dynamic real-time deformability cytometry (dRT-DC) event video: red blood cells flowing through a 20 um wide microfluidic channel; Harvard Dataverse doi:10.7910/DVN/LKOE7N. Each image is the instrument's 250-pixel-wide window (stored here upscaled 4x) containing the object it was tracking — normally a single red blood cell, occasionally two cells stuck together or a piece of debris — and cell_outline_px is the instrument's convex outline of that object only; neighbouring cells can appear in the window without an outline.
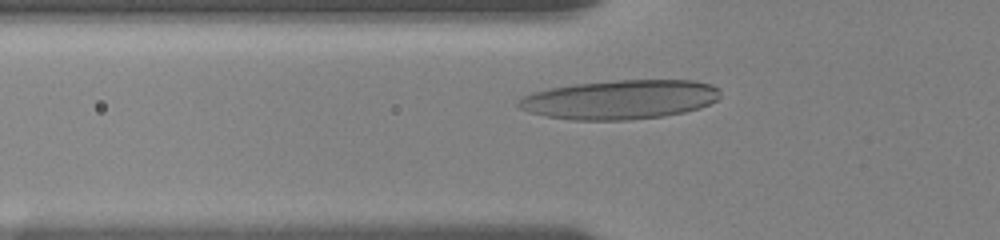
{"species": "human", "species_latin": "Homo sapiens", "temperature_condition": "room temperature", "stored_images_in_passage": 50, "camera_frame_rate_fps": 3000, "um_per_image_px": 0.085, "donor": {"sex": "female"}, "frame": {"image": 1, "passage_image": 13, "time_ms": 3.333, "image_size_px": [1000, 240], "cell_outline_px": [[720, 96], [716, 100], [700, 108], [684, 112], [664, 116], [628, 120], [572, 120], [548, 116], [528, 112], [520, 108], [516, 104], [516, 100], [532, 92], [552, 88], [576, 84], [616, 80], [692, 80], [712, 84], [720, 92]], "centroid_in_image_um": [52.7, 8.46], "position_along_channel_um": 73.1, "area_um2": 46.07}}
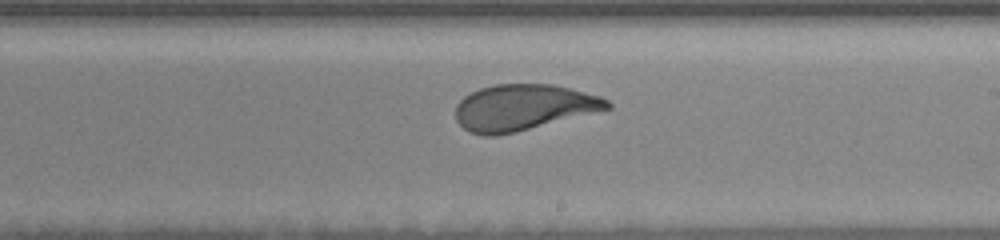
{"frame": {"image": 2, "passage_image": 27, "time_ms": 8.0, "image_size_px": [1000, 240], "cell_outline_px": [[612, 108], [516, 132], [496, 136], [484, 136], [472, 132], [464, 128], [456, 120], [456, 104], [464, 96], [480, 88], [496, 84], [552, 84], [600, 96], [608, 100], [612, 104]], "centroid_in_image_um": [44.48, 9.13], "position_along_channel_um": 244.5, "area_um2": 40.52}}
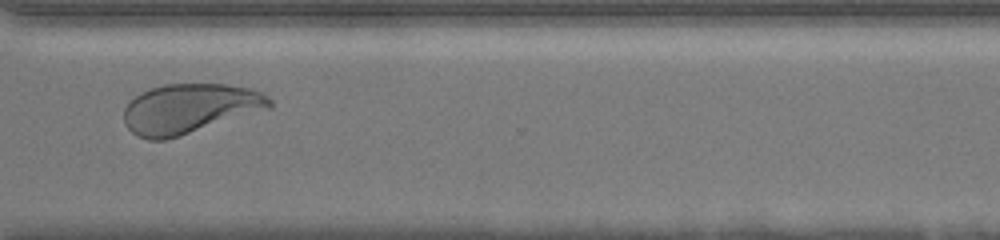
{"frame": {"image": 3, "passage_image": 40, "time_ms": 11.0, "image_size_px": [1000, 240], "cell_outline_px": [[272, 108], [180, 136], [164, 140], [148, 140], [136, 136], [124, 124], [124, 108], [140, 92], [164, 84], [228, 84], [248, 88], [260, 92], [268, 96], [272, 100]], "centroid_in_image_um": [16.12, 9.24], "position_along_channel_um": 354.5, "area_um2": 42.31}, "authors_computed_cell_mechanics": {"area_um2": 40.8935, "velocity_mm_per_s": 3.6677, "shape_relaxation_time_tau1_ms": 4.1986, "shape_relaxation_time_tau2_ms": null, "deformation_change_tau1": 0.179, "deformation_change_tau2": null}}